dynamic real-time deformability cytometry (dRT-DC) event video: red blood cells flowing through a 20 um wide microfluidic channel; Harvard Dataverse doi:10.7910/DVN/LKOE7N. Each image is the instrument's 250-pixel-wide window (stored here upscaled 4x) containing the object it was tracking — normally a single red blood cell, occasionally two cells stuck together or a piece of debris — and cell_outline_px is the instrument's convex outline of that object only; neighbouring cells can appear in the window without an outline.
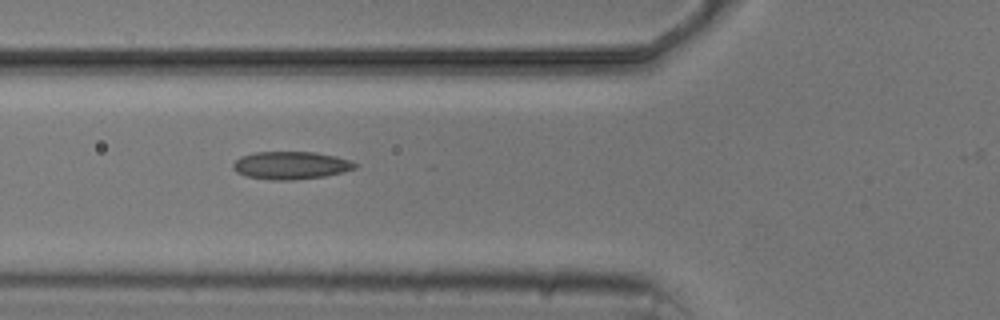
{"species": "common noctule bat (a hibernating species)", "species_latin": "Nyctalus noctula", "temperature_condition": "cold", "stored_images_in_passage": 5, "camera_frame_rate_fps": 3000, "um_per_image_px": 0.085, "animal": {"sex": "male", "body_mass_g": 20.5, "forearm_length_mm": 52.5}, "frame": {"image": 1, "passage_image": 5, "time_ms": 5.667, "image_size_px": [1000, 320], "cell_outline_px": [[360, 164], [356, 168], [344, 172], [324, 176], [292, 180], [272, 180], [244, 176], [236, 172], [232, 168], [232, 164], [240, 156], [256, 152], [316, 152], [336, 156], [352, 160]], "centroid_in_image_um": [24.74, 14.05], "position_along_channel_um": 101.1, "area_um2": 20.0}}